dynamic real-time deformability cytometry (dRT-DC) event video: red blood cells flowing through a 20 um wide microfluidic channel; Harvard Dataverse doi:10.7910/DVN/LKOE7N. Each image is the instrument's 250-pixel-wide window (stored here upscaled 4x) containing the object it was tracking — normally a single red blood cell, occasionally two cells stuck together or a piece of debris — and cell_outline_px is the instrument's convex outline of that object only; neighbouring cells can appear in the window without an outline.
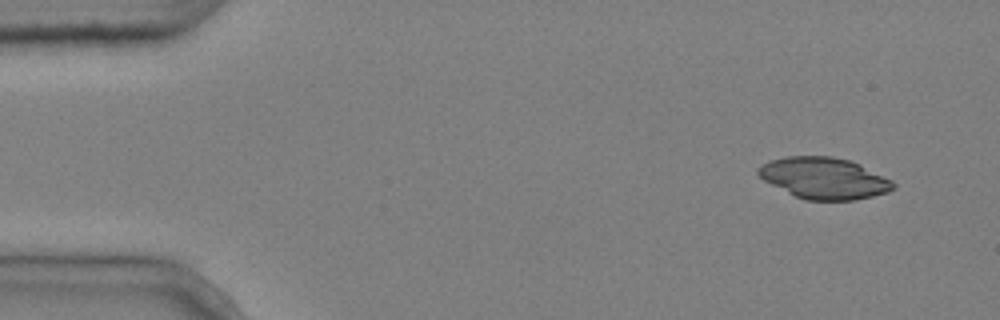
{"species": "common noctule bat (a hibernating species)", "species_latin": "Nyctalus noctula", "temperature_condition": "cold", "stored_images_in_passage": 3, "camera_frame_rate_fps": 3000, "um_per_image_px": 0.085, "animal": {"sex": "male", "body_mass_g": 20.4}, "frame": {"image": 1, "passage_image": 1, "time_ms": 0.0, "image_size_px": [1000, 320], "cell_outline_px": [[896, 188], [888, 192], [856, 200], [808, 200], [796, 196], [764, 180], [756, 172], [756, 168], [768, 160], [784, 156], [832, 156], [848, 160], [860, 164], [892, 180], [896, 184]], "centroid_in_image_um": [70.05, 15.13], "position_along_channel_um": 14.9, "area_um2": 32.54}}